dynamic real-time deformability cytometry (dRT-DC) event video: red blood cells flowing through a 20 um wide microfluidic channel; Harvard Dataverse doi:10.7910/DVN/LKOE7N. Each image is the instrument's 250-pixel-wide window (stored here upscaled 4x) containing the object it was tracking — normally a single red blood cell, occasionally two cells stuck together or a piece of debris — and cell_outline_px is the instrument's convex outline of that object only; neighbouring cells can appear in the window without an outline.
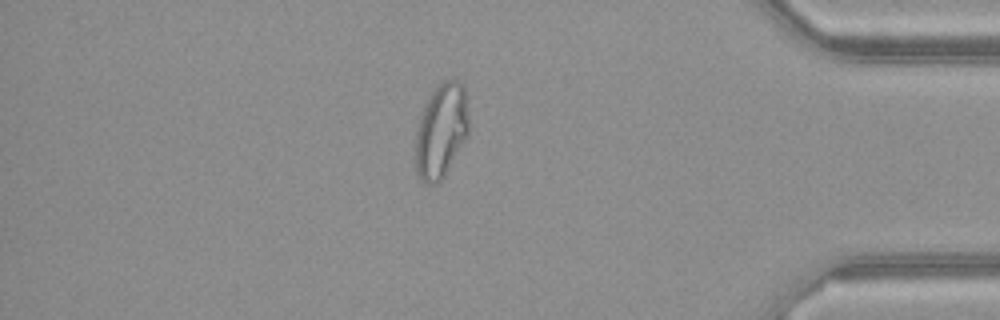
{"species": "common noctule bat (a hibernating species)", "species_latin": "Nyctalus noctula", "temperature_condition": "warm", "stored_images_in_passage": 50, "camera_frame_rate_fps": 3000, "um_per_image_px": 0.085, "animal": {"sex": "female", "body_mass_g": 21.9}, "frame": {"image": 1, "passage_image": 43, "time_ms": 14.0, "image_size_px": [1000, 320], "cell_outline_px": [[468, 136], [444, 176], [436, 184], [424, 184], [420, 180], [416, 172], [412, 156], [416, 132], [420, 116], [424, 104], [432, 92], [444, 80], [456, 76], [464, 84], [468, 120]], "centroid_in_image_um": [37.46, 11.13], "position_along_channel_um": 397.7, "area_um2": 30.11}}